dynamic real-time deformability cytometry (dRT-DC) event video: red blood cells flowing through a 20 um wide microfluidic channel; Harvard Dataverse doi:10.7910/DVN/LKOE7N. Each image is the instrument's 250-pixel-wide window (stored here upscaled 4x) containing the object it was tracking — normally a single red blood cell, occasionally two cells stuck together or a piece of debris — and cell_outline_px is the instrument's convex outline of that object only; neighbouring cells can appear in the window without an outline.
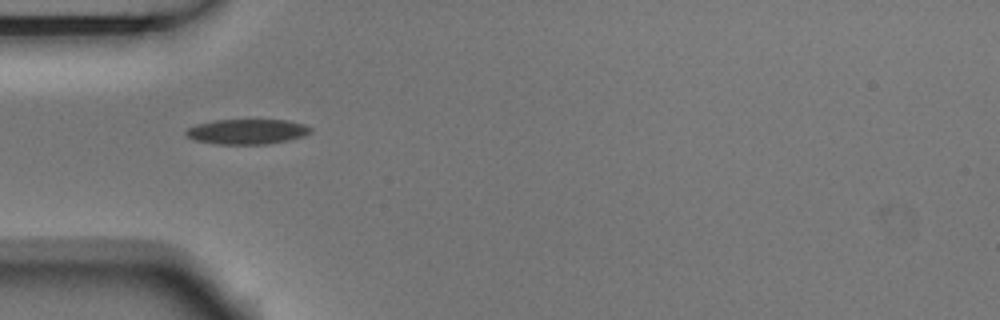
{"species": "Egyptian fruit bat (a non-hibernating species)", "species_latin": "Rousettus aegyptiacus", "temperature_condition": "room temperature", "stored_images_in_passage": 3, "camera_frame_rate_fps": 3000, "um_per_image_px": 0.085, "animal": {"sex": "male"}, "frame": {"image": 1, "passage_image": 1, "time_ms": 0.0, "image_size_px": [1000, 320], "cell_outline_px": [[312, 132], [304, 136], [288, 140], [268, 144], [216, 144], [196, 140], [188, 136], [184, 132], [188, 128], [196, 124], [212, 120], [288, 120], [304, 124], [312, 128]], "centroid_in_image_um": [21.02, 11.18], "position_along_channel_um": 64.0, "area_um2": 18.26}}
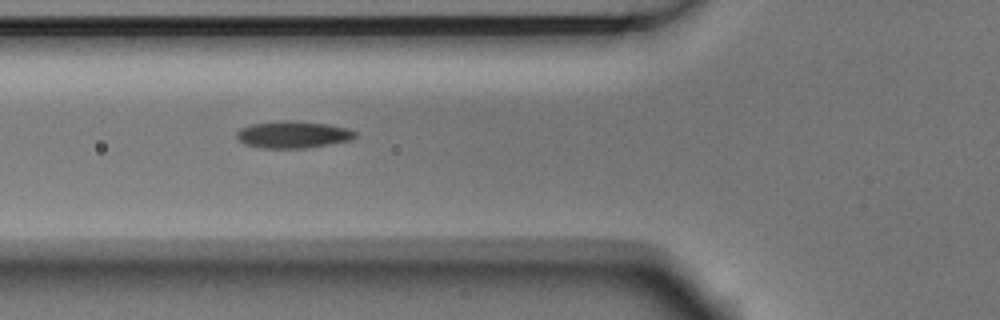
{"frame": {"image": 2, "passage_image": 2, "time_ms": 0.333, "image_size_px": [1000, 320], "cell_outline_px": [[356, 136], [348, 140], [304, 148], [264, 148], [244, 144], [236, 136], [236, 132], [240, 128], [252, 124], [284, 120], [292, 120], [328, 124], [348, 128], [356, 132]], "centroid_in_image_um": [24.87, 11.42], "position_along_channel_um": 100.9, "area_um2": 18.44}}
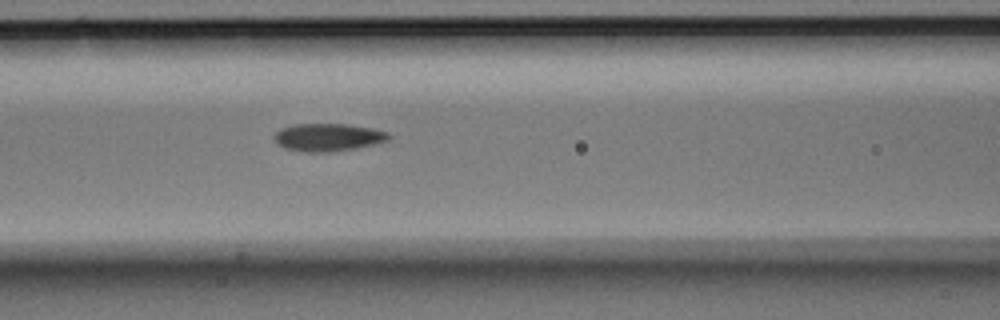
{"frame": {"image": 3, "passage_image": 3, "time_ms": 0.667, "image_size_px": [1000, 320], "cell_outline_px": [[392, 136], [388, 140], [356, 148], [328, 152], [304, 152], [284, 148], [272, 136], [280, 128], [292, 124], [348, 124], [372, 128], [388, 132]], "centroid_in_image_um": [27.87, 11.66], "position_along_channel_um": 138.7, "area_um2": 18.5}}